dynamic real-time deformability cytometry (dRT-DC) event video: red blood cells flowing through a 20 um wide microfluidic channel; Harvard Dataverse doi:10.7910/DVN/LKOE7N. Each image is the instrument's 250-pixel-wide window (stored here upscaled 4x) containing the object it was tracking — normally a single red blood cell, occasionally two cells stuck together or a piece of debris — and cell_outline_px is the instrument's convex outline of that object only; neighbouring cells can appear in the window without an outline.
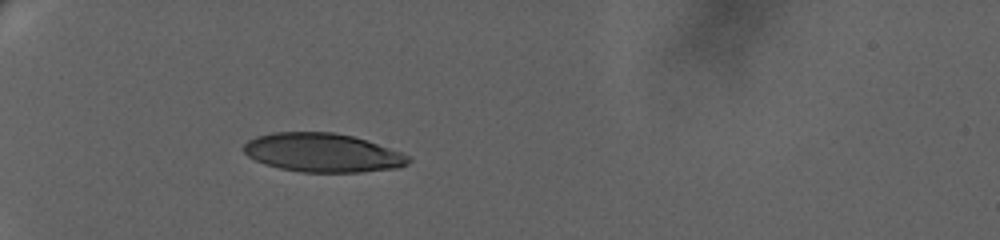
{"species": "human", "species_latin": "Homo sapiens", "temperature_condition": "warm", "stored_images_in_passage": 38, "camera_frame_rate_fps": 3000, "um_per_image_px": 0.085, "donor": {"sex": "female"}, "frame": {"image": 1, "passage_image": 1, "time_ms": 0.0, "image_size_px": [1000, 240], "cell_outline_px": [[412, 160], [408, 164], [400, 168], [360, 172], [300, 172], [280, 168], [264, 164], [248, 156], [244, 152], [244, 144], [248, 140], [256, 136], [272, 132], [332, 132], [352, 136], [400, 152], [408, 156]], "centroid_in_image_um": [27.4, 12.98], "position_along_channel_um": 57.6, "area_um2": 37.11}}
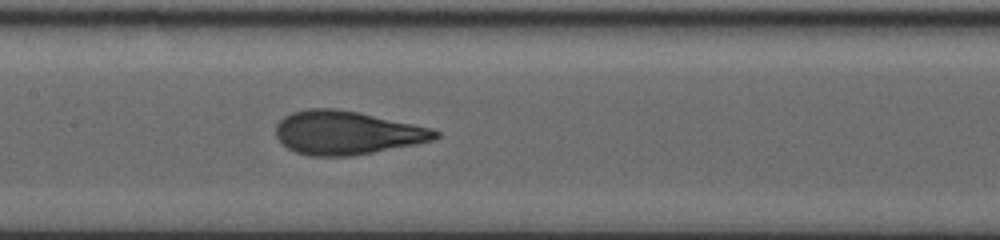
{"frame": {"image": 2, "passage_image": 21, "time_ms": 4.667, "image_size_px": [1000, 240], "cell_outline_px": [[440, 136], [432, 140], [416, 144], [352, 156], [308, 156], [296, 152], [280, 144], [276, 136], [276, 124], [284, 116], [292, 112], [308, 108], [336, 108], [356, 112], [432, 128], [440, 132]], "centroid_in_image_um": [29.43, 11.29], "position_along_channel_um": 178.0, "area_um2": 40.46}}
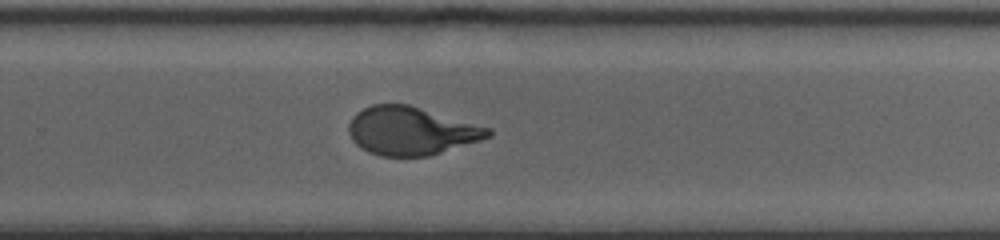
{"frame": {"image": 3, "passage_image": 37, "time_ms": 8.333, "image_size_px": [1000, 240], "cell_outline_px": [[492, 136], [480, 140], [428, 156], [380, 156], [368, 152], [360, 148], [352, 140], [348, 132], [348, 124], [352, 116], [356, 112], [372, 104], [408, 104], [492, 128]], "centroid_in_image_um": [34.92, 11.12], "position_along_channel_um": 294.9, "area_um2": 39.25}}